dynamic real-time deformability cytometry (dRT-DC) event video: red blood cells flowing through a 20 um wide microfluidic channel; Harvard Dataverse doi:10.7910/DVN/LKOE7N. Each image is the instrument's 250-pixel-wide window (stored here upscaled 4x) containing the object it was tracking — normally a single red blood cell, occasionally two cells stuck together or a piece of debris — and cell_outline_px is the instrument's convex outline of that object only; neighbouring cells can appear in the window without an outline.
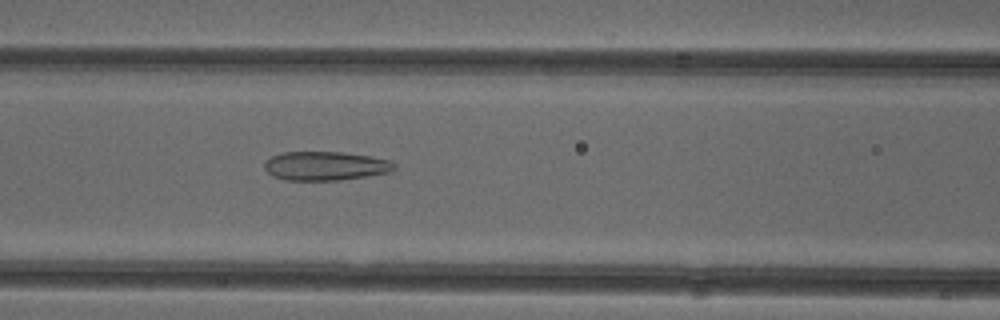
{"species": "common noctule bat (a hibernating species)", "species_latin": "Nyctalus noctula", "temperature_condition": "cold", "stored_images_in_passage": 53, "camera_frame_rate_fps": 3000, "um_per_image_px": 0.085, "animal": {"sex": "female"}, "frame": {"image": 1, "passage_image": 22, "time_ms": 7.0, "image_size_px": [1000, 320], "cell_outline_px": [[396, 168], [392, 172], [340, 180], [284, 180], [272, 176], [264, 168], [264, 164], [272, 156], [284, 152], [340, 152], [368, 156], [392, 160], [396, 164]], "centroid_in_image_um": [27.69, 14.11], "position_along_channel_um": 138.9, "area_um2": 21.91}}
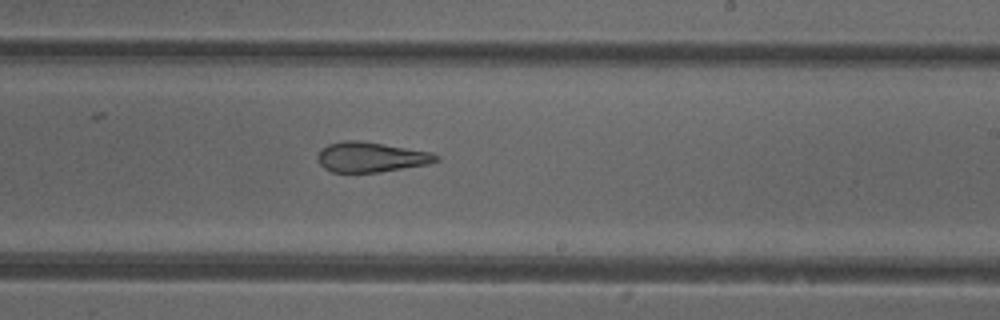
{"frame": {"image": 2, "passage_image": 31, "time_ms": 10.0, "image_size_px": [1000, 320], "cell_outline_px": [[440, 160], [428, 164], [380, 172], [332, 172], [324, 168], [320, 164], [316, 156], [320, 148], [328, 144], [344, 140], [360, 140], [432, 152], [440, 156]], "centroid_in_image_um": [31.52, 13.34], "position_along_channel_um": 257.5, "area_um2": 20.92}}
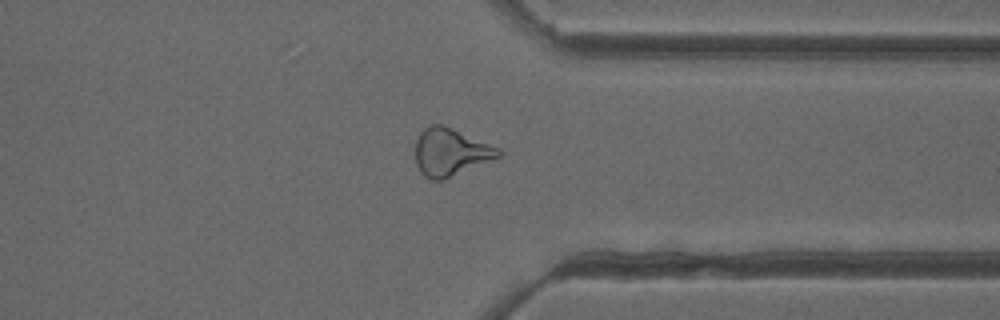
{"frame": {"image": 3, "passage_image": 40, "time_ms": 13.0, "image_size_px": [1000, 320], "cell_outline_px": [[500, 156], [444, 180], [432, 180], [424, 176], [420, 172], [416, 164], [416, 140], [420, 132], [424, 128], [432, 124], [440, 124], [452, 128], [500, 148]], "centroid_in_image_um": [38.26, 12.93], "position_along_channel_um": 373.1, "area_um2": 22.83}, "authors_computed_cell_mechanics": {"area_um2": 24.3338, "velocity_mm_per_s": 3.9503, "shape_relaxation_time_tau1_ms": null, "shape_relaxation_time_tau2_ms": 2.5198, "deformation_change_tau1": null, "deformation_change_tau2": 0.1214}}